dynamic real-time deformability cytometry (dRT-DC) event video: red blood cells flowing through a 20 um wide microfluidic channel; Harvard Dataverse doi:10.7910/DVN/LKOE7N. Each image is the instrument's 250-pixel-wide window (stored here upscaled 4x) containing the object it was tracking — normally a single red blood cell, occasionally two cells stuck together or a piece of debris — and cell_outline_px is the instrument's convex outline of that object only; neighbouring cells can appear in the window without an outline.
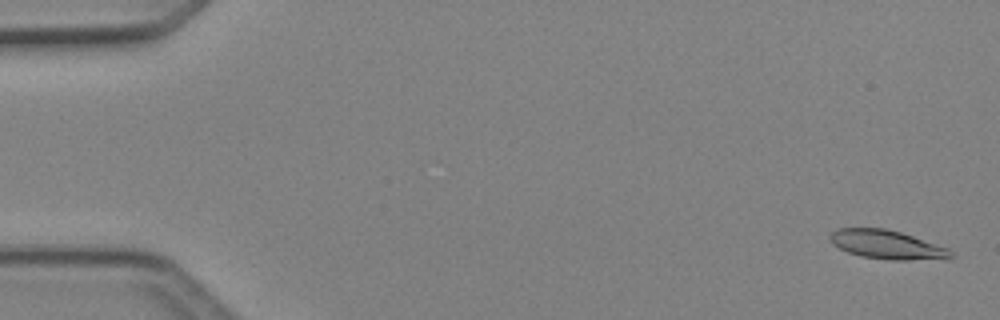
{"species": "Egyptian fruit bat (a non-hibernating species)", "species_latin": "Rousettus aegyptiacus", "temperature_condition": "cold", "stored_images_in_passage": 49, "camera_frame_rate_fps": 3000, "um_per_image_px": 0.085, "animal": {"sex": "female"}, "frame": {"image": 1, "passage_image": 2, "time_ms": 0.333, "image_size_px": [1000, 320], "cell_outline_px": [[956, 256], [948, 260], [892, 260], [860, 256], [848, 252], [832, 244], [828, 236], [832, 232], [840, 228], [884, 228], [900, 232], [948, 248]], "centroid_in_image_um": [75.45, 20.82], "position_along_channel_um": 9.6, "area_um2": 20.46}}
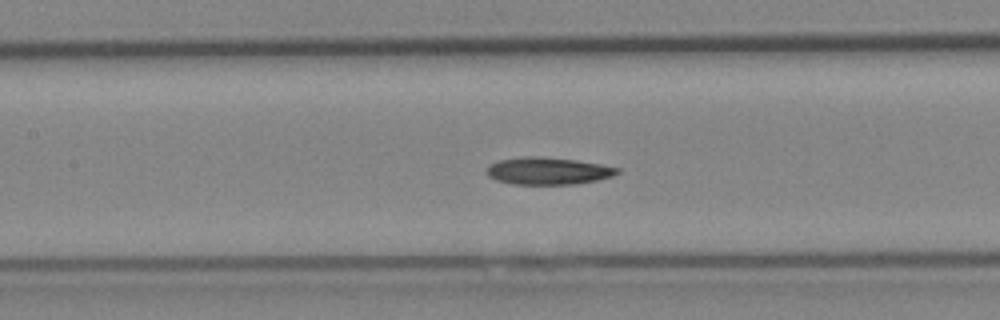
{"frame": {"image": 2, "passage_image": 23, "time_ms": 7.333, "image_size_px": [1000, 320], "cell_outline_px": [[620, 172], [612, 176], [596, 180], [576, 184], [512, 184], [496, 180], [488, 176], [484, 172], [488, 164], [496, 160], [520, 156], [536, 156], [576, 160], [600, 164], [620, 168]], "centroid_in_image_um": [46.51, 14.52], "position_along_channel_um": 160.9, "area_um2": 20.98}}
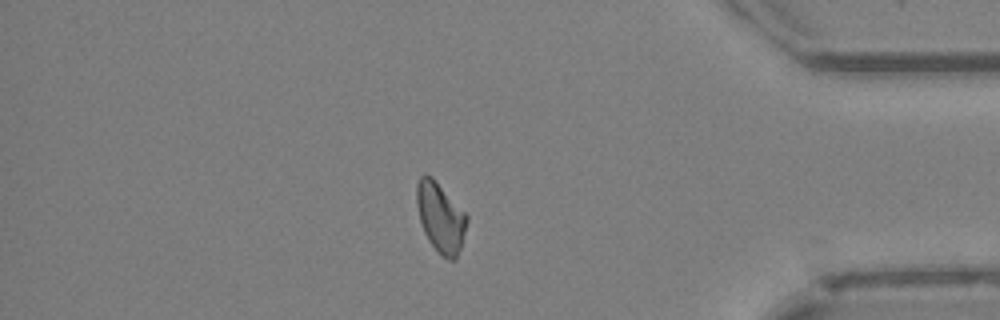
{"frame": {"image": 3, "passage_image": 42, "time_ms": 13.667, "image_size_px": [1000, 320], "cell_outline_px": [[468, 220], [460, 248], [456, 260], [448, 260], [428, 240], [424, 232], [420, 220], [416, 204], [416, 184], [420, 176], [424, 172], [432, 176], [468, 216]], "centroid_in_image_um": [37.42, 18.43], "position_along_channel_um": 397.8, "area_um2": 20.23}, "authors_computed_cell_mechanics": {"area_um2": 20.519, "velocity_mm_per_s": 4.2231, "shape_relaxation_time_tau1_ms": 7.9368, "shape_relaxation_time_tau2_ms": null, "deformation_change_tau1": 0.1861, "deformation_change_tau2": null}}